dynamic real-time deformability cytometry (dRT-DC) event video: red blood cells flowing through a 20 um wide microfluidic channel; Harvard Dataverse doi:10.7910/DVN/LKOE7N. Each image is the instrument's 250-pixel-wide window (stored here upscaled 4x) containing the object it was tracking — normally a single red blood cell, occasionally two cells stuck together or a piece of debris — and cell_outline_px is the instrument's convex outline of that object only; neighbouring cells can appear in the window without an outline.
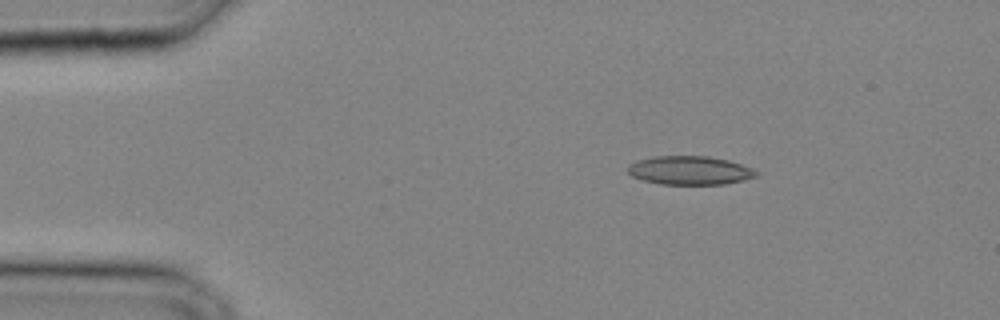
{"species": "common noctule bat (a hibernating species)", "species_latin": "Nyctalus noctula", "temperature_condition": "cold", "stored_images_in_passage": 32, "camera_frame_rate_fps": 3000, "um_per_image_px": 0.085, "animal": {"sex": "male", "body_mass_g": 20.4}, "frame": {"image": 1, "passage_image": 5, "time_ms": 1.333, "image_size_px": [1000, 320], "cell_outline_px": [[760, 172], [756, 176], [724, 184], [660, 184], [644, 180], [632, 176], [628, 172], [628, 164], [636, 160], [652, 156], [708, 156], [728, 160], [752, 168]], "centroid_in_image_um": [58.6, 14.47], "position_along_channel_um": 26.4, "area_um2": 21.39}}
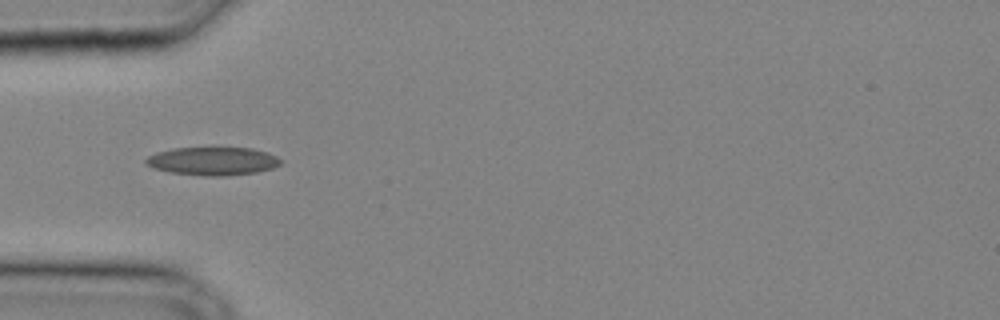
{"frame": {"image": 2, "passage_image": 10, "time_ms": 3.0, "image_size_px": [1000, 320], "cell_outline_px": [[280, 164], [272, 168], [256, 172], [224, 176], [204, 176], [168, 172], [152, 168], [144, 164], [144, 160], [148, 156], [156, 152], [172, 148], [212, 144], [252, 148], [268, 152], [276, 156], [280, 160]], "centroid_in_image_um": [18.02, 13.64], "position_along_channel_um": 67.0, "area_um2": 23.41}}
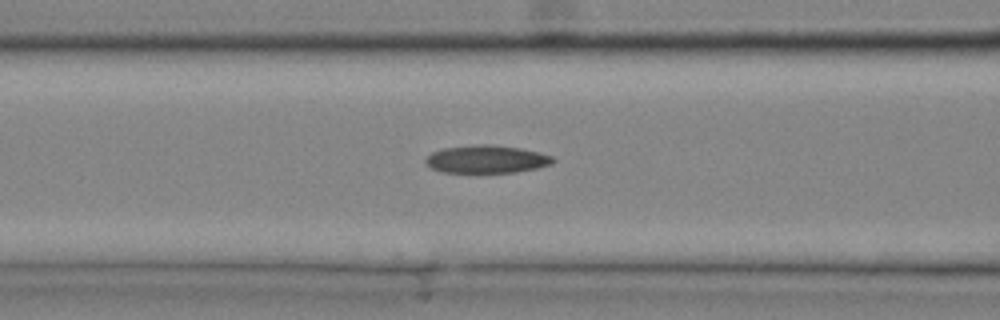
{"frame": {"image": 3, "passage_image": 13, "time_ms": 4.0, "image_size_px": [1000, 320], "cell_outline_px": [[556, 160], [552, 164], [536, 168], [516, 172], [444, 172], [432, 168], [424, 160], [432, 152], [444, 148], [476, 144], [488, 144], [520, 148], [540, 152], [552, 156]], "centroid_in_image_um": [41.39, 13.52], "position_along_channel_um": 125.2, "area_um2": 20.52}}